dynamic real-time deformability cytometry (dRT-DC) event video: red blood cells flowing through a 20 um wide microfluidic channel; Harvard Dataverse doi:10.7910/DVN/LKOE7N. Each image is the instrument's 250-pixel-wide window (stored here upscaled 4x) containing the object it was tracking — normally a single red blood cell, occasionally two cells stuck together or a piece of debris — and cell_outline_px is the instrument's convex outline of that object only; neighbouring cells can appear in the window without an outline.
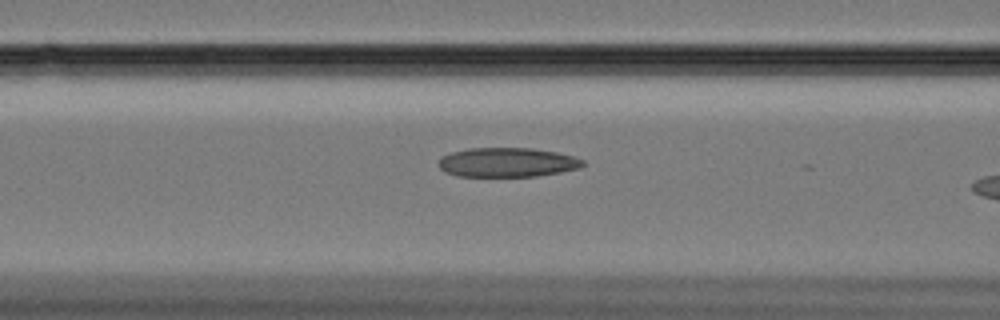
{"species": "Egyptian fruit bat (a non-hibernating species)", "species_latin": "Rousettus aegyptiacus", "temperature_condition": "cold", "stored_images_in_passage": 46, "camera_frame_rate_fps": 3000, "um_per_image_px": 0.085, "animal": {"sex": "female"}, "frame": {"image": 1, "passage_image": 21, "time_ms": 6.667, "image_size_px": [1000, 320], "cell_outline_px": [[584, 164], [580, 168], [560, 172], [536, 176], [456, 176], [444, 172], [440, 168], [440, 156], [452, 152], [468, 148], [532, 148], [556, 152], [572, 156], [584, 160]], "centroid_in_image_um": [43.1, 13.8], "position_along_channel_um": 123.5, "area_um2": 24.62}}
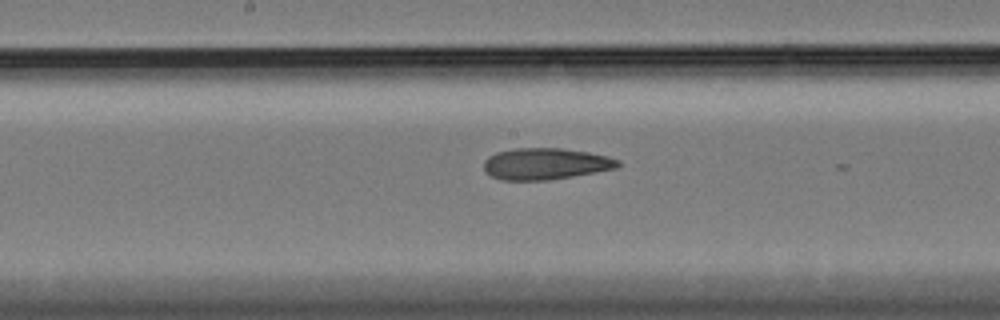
{"frame": {"image": 2, "passage_image": 28, "time_ms": 9.0, "image_size_px": [1000, 320], "cell_outline_px": [[620, 164], [616, 168], [572, 176], [548, 180], [500, 180], [492, 176], [484, 168], [484, 160], [488, 156], [496, 152], [516, 148], [560, 148], [588, 152], [608, 156], [620, 160]], "centroid_in_image_um": [46.36, 13.92], "position_along_channel_um": 201.8, "area_um2": 24.51}}
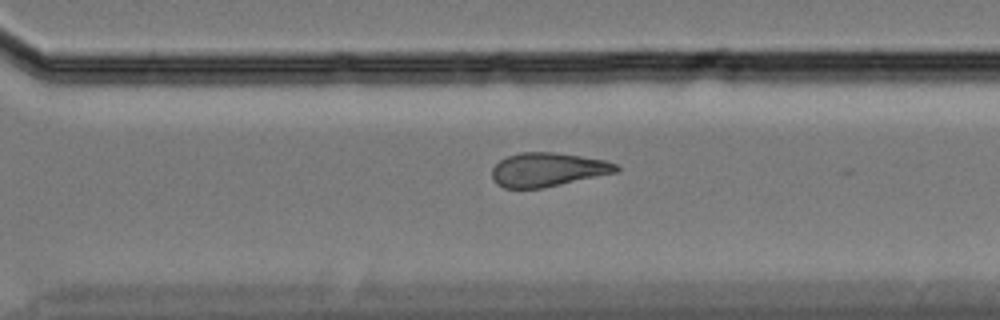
{"frame": {"image": 3, "passage_image": 39, "time_ms": 12.667, "image_size_px": [1000, 320], "cell_outline_px": [[620, 172], [540, 188], [504, 188], [496, 184], [492, 176], [492, 168], [500, 160], [508, 156], [520, 152], [552, 152], [580, 156], [604, 160], [616, 164], [620, 168]], "centroid_in_image_um": [46.56, 14.42], "position_along_channel_um": 324.0, "area_um2": 24.39}}